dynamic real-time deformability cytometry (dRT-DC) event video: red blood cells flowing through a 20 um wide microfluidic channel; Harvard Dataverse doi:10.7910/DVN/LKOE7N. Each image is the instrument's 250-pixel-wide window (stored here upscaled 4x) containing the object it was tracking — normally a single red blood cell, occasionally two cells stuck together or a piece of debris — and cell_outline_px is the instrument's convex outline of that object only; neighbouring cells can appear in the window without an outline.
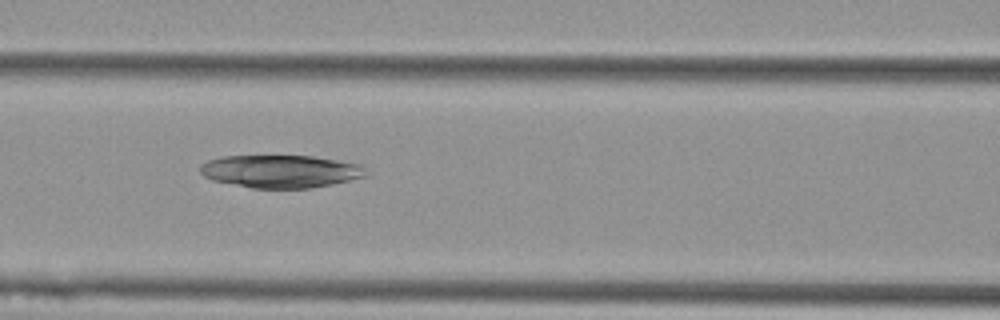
{"species": "Egyptian fruit bat (a non-hibernating species)", "species_latin": "Rousettus aegyptiacus", "temperature_condition": "cold", "stored_images_in_passage": 9, "camera_frame_rate_fps": 3000, "um_per_image_px": 0.085, "animal": {"sex": "female"}, "frame": {"image": 1, "passage_image": 6, "time_ms": 1.667, "image_size_px": [1000, 320], "cell_outline_px": [[368, 176], [332, 184], [312, 188], [252, 188], [212, 180], [204, 176], [200, 172], [200, 164], [208, 160], [224, 156], [312, 156], [364, 164]], "centroid_in_image_um": [23.89, 14.56], "position_along_channel_um": 142.7, "area_um2": 31.85}}
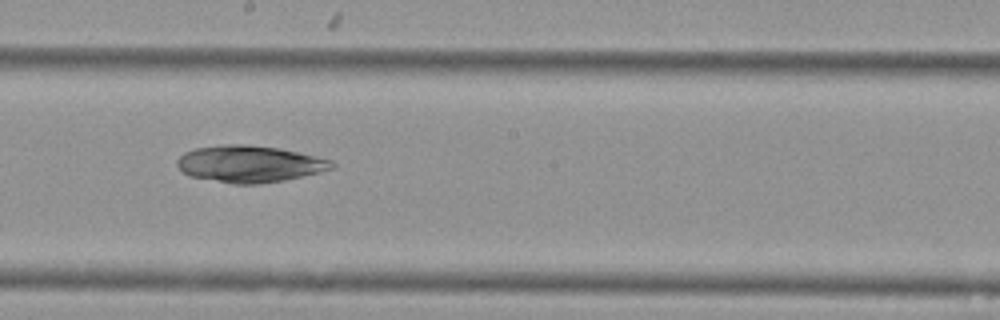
{"frame": {"image": 2, "passage_image": 8, "time_ms": 2.333, "image_size_px": [1000, 320], "cell_outline_px": [[336, 164], [332, 168], [320, 172], [284, 180], [260, 184], [232, 184], [188, 176], [176, 164], [176, 160], [184, 152], [196, 148], [224, 144], [244, 144], [280, 148], [316, 156], [332, 160]], "centroid_in_image_um": [21.2, 13.93], "position_along_channel_um": 227.0, "area_um2": 33.23}}
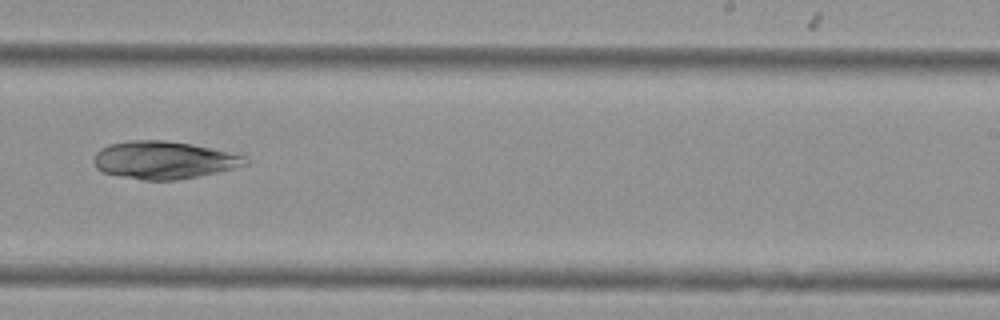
{"frame": {"image": 3, "passage_image": 9, "time_ms": 2.667, "image_size_px": [1000, 320], "cell_outline_px": [[248, 164], [216, 172], [176, 180], [144, 180], [120, 176], [104, 172], [96, 168], [92, 160], [96, 152], [100, 148], [108, 144], [128, 140], [164, 140], [192, 144], [248, 156]], "centroid_in_image_um": [13.89, 13.59], "position_along_channel_um": 275.1, "area_um2": 33.23}}